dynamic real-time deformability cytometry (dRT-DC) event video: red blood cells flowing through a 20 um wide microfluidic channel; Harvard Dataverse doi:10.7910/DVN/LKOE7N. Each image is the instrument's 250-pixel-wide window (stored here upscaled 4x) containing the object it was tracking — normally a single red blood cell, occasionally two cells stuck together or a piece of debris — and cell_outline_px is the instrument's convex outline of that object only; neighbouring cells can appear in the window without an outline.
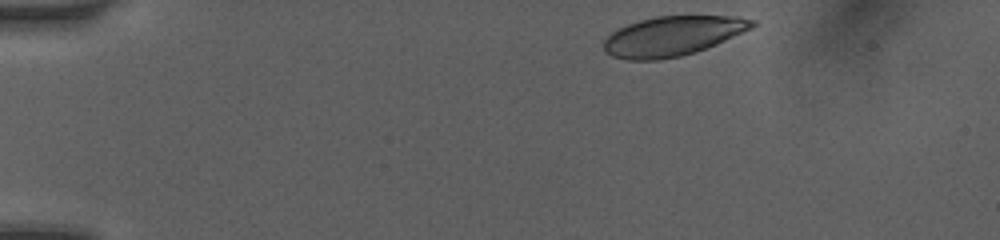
{"species": "human", "species_latin": "Homo sapiens", "temperature_condition": "room temperature", "stored_images_in_passage": 7, "camera_frame_rate_fps": 3000, "um_per_image_px": 0.085, "donor": {"sex": "female"}, "frame": {"image": 1, "passage_image": 1, "time_ms": 0.0, "image_size_px": [1000, 240], "cell_outline_px": [[756, 24], [752, 28], [716, 44], [696, 52], [680, 56], [660, 60], [628, 60], [612, 56], [604, 52], [604, 40], [612, 32], [628, 24], [640, 20], [656, 16], [740, 16], [756, 20]], "centroid_in_image_um": [57.18, 3.06], "position_along_channel_um": 27.8, "area_um2": 34.28}}
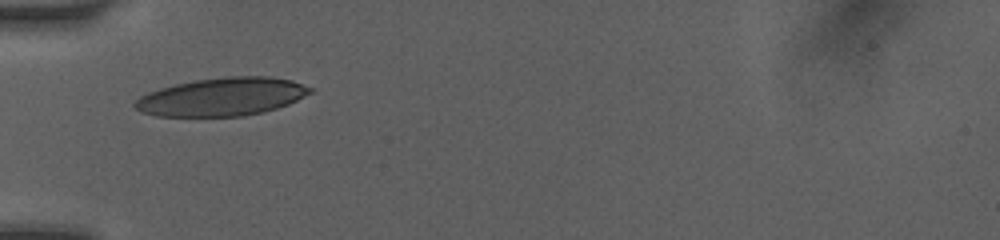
{"frame": {"image": 2, "passage_image": 6, "time_ms": 3.0, "image_size_px": [1000, 240], "cell_outline_px": [[312, 92], [288, 104], [276, 108], [260, 112], [240, 116], [156, 116], [140, 112], [132, 104], [140, 96], [148, 92], [160, 88], [176, 84], [196, 80], [228, 76], [272, 76], [292, 80], [312, 88]], "centroid_in_image_um": [18.85, 8.22], "position_along_channel_um": 66.2, "area_um2": 38.78}}